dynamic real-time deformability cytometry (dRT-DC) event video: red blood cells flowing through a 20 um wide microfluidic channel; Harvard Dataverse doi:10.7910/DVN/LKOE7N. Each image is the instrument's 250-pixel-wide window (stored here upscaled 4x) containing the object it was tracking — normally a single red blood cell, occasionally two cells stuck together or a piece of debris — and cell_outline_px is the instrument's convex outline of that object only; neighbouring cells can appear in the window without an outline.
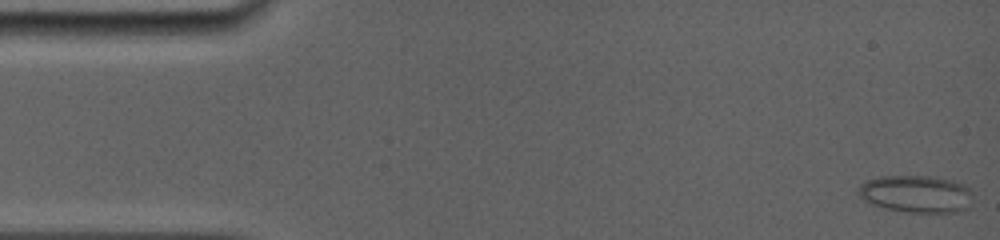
{"species": "common noctule bat (a hibernating species)", "species_latin": "Nyctalus noctula", "temperature_condition": "room temperature", "stored_images_in_passage": 15, "camera_frame_rate_fps": 5000, "um_per_image_px": 0.085, "animal": {"sex": "female", "body_mass_g": 19.0, "forearm_length_mm": 56.7}, "frame": {"image": 1, "passage_image": 1, "time_ms": 0.0, "image_size_px": [1000, 240], "cell_outline_px": [[972, 192], [968, 208], [960, 212], [904, 212], [884, 208], [872, 204], [864, 200], [856, 192], [860, 184], [864, 180], [880, 176], [936, 176], [952, 180], [968, 188]], "centroid_in_image_um": [77.83, 16.48], "position_along_channel_um": 7.2, "area_um2": 25.09}}
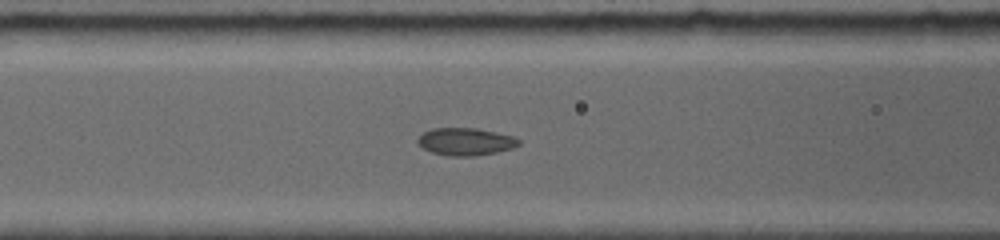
{"frame": {"image": 2, "passage_image": 12, "time_ms": 6.2, "image_size_px": [1000, 240], "cell_outline_px": [[520, 144], [512, 148], [496, 152], [476, 156], [452, 156], [432, 152], [424, 148], [416, 140], [424, 132], [432, 128], [476, 128], [496, 132], [512, 136], [520, 140]], "centroid_in_image_um": [39.59, 12.03], "position_along_channel_um": 127.0, "area_um2": 16.01}}
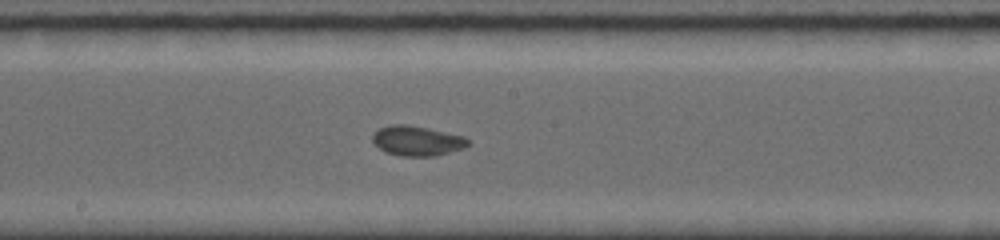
{"frame": {"image": 3, "passage_image": 15, "time_ms": 8.4, "image_size_px": [1000, 240], "cell_outline_px": [[472, 144], [464, 148], [436, 156], [400, 156], [384, 152], [372, 140], [372, 136], [380, 128], [392, 124], [408, 124], [428, 128], [464, 136]], "centroid_in_image_um": [35.48, 11.97], "position_along_channel_um": 212.7, "area_um2": 16.7}}